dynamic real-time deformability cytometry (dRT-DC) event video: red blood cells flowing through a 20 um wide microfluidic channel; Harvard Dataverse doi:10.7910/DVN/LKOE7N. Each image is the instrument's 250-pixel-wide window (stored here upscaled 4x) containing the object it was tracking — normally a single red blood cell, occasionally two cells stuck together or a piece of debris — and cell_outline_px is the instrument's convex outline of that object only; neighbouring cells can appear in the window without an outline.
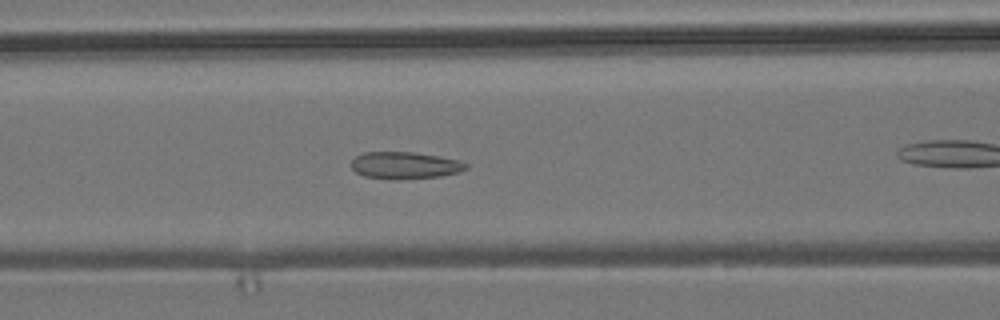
{"species": "common noctule bat (a hibernating species)", "species_latin": "Nyctalus noctula", "temperature_condition": "room temperature", "stored_images_in_passage": 39, "camera_frame_rate_fps": 3000, "um_per_image_px": 0.085, "animal": {"sex": "male", "body_mass_g": 19.2, "forearm_length_mm": 51.8}, "frame": {"image": 1, "passage_image": 7, "time_ms": 2.0, "image_size_px": [1000, 320], "cell_outline_px": [[468, 168], [460, 172], [440, 176], [396, 180], [364, 176], [356, 172], [352, 168], [352, 160], [356, 156], [364, 152], [416, 152], [456, 160], [468, 164]], "centroid_in_image_um": [34.4, 14.06], "position_along_channel_um": 132.2, "area_um2": 17.98}}
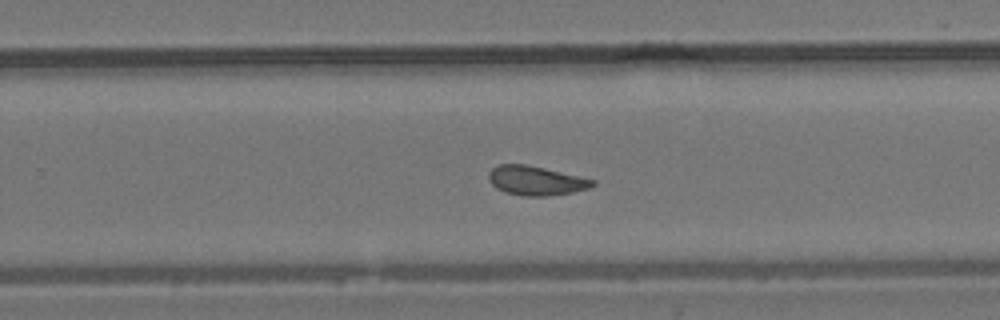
{"frame": {"image": 2, "passage_image": 19, "time_ms": 6.0, "image_size_px": [1000, 320], "cell_outline_px": [[596, 184], [588, 188], [572, 192], [548, 196], [524, 196], [504, 192], [496, 188], [488, 180], [488, 172], [492, 168], [500, 164], [524, 164], [544, 168], [596, 180]], "centroid_in_image_um": [45.52, 15.35], "position_along_channel_um": 284.3, "area_um2": 17.69}}
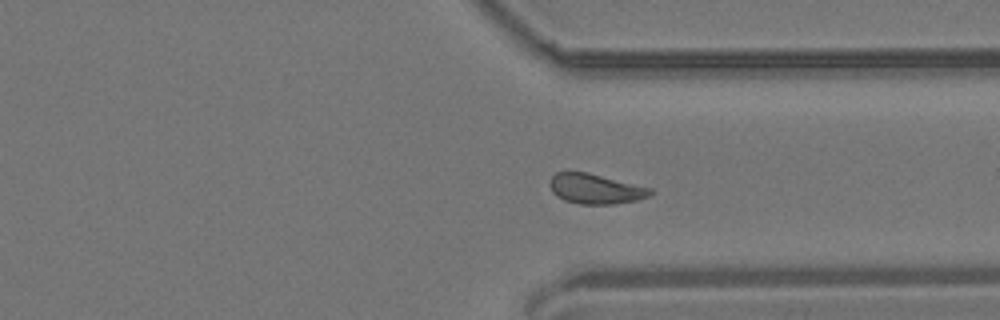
{"frame": {"image": 3, "passage_image": 25, "time_ms": 8.0, "image_size_px": [1000, 320], "cell_outline_px": [[652, 192], [648, 196], [636, 200], [612, 204], [580, 204], [564, 200], [556, 196], [552, 192], [552, 176], [556, 172], [564, 168], [568, 168], [588, 172], [652, 188]], "centroid_in_image_um": [50.56, 16.0], "position_along_channel_um": 360.8, "area_um2": 17.86}, "authors_computed_cell_mechanics": {"area_um2": 17.8024, "velocity_mm_per_s": 3.8041, "shape_relaxation_time_tau1_ms": 7.0042, "shape_relaxation_time_tau2_ms": 0.7838, "deformation_change_tau1": 0.1323, "deformation_change_tau2": 0.0589}}